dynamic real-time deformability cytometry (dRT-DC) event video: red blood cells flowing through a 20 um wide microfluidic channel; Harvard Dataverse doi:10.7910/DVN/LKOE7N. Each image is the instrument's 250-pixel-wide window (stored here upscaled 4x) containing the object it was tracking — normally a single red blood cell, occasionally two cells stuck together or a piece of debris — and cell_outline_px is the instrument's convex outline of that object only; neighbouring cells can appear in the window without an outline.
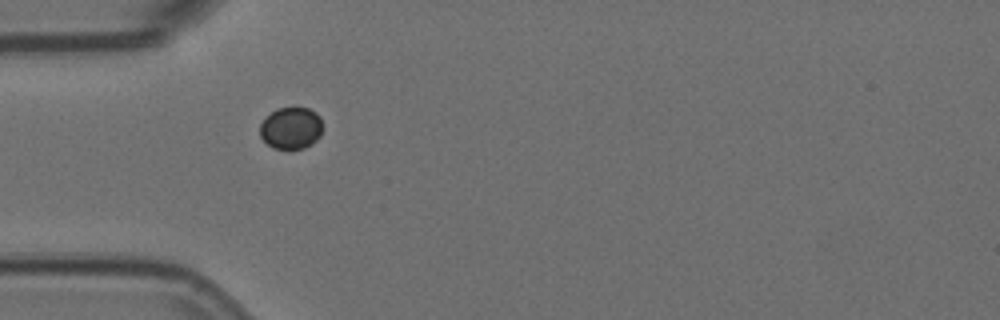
{"species": "Egyptian fruit bat (a non-hibernating species)", "species_latin": "Rousettus aegyptiacus", "temperature_condition": "room temperature", "stored_images_in_passage": 2, "camera_frame_rate_fps": 3000, "um_per_image_px": 0.085, "animal": {"sex": "female"}, "frame": {"image": 1, "passage_image": 1, "time_ms": 0.0, "image_size_px": [1000, 320], "cell_outline_px": [[324, 128], [320, 136], [312, 144], [304, 148], [272, 148], [260, 136], [260, 124], [264, 116], [276, 108], [308, 108], [316, 112], [320, 116]], "centroid_in_image_um": [24.75, 10.87], "position_along_channel_um": 60.3, "area_um2": 15.55}}
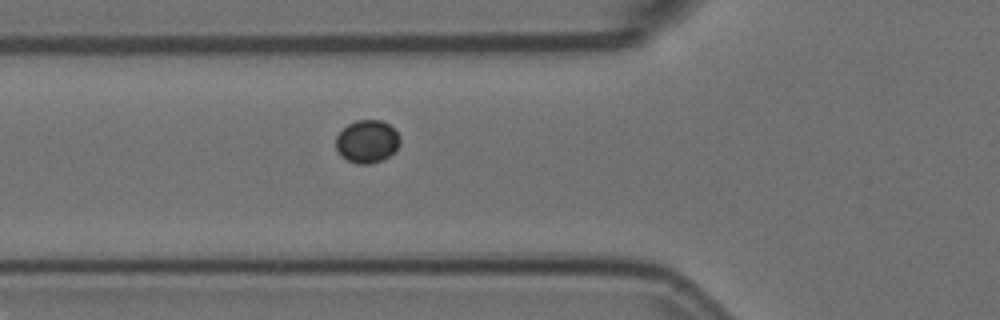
{"frame": {"image": 2, "passage_image": 2, "time_ms": 0.333, "image_size_px": [1000, 320], "cell_outline_px": [[400, 144], [384, 160], [368, 164], [356, 164], [340, 156], [336, 148], [336, 136], [348, 124], [356, 120], [380, 120], [388, 124], [400, 136]], "centroid_in_image_um": [31.19, 12.03], "position_along_channel_um": 94.6, "area_um2": 15.95}}